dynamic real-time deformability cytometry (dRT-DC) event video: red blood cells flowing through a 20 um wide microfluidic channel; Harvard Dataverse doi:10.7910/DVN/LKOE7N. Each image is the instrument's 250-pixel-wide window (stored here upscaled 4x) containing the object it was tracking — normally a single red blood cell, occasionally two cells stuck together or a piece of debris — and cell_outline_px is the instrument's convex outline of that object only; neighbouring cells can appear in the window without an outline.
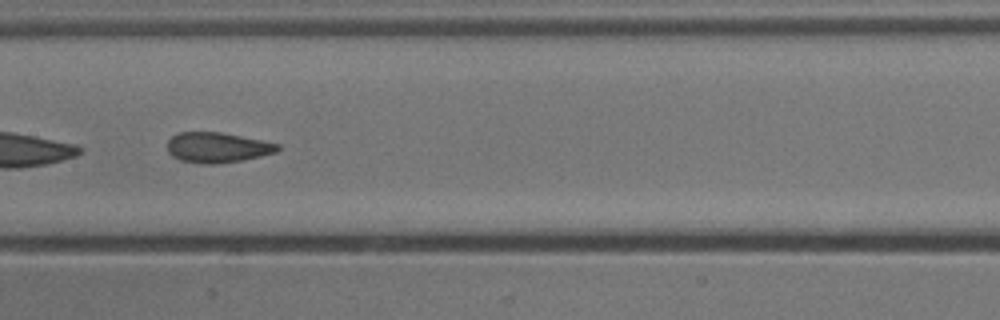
{"species": "common noctule bat (a hibernating species)", "species_latin": "Nyctalus noctula", "temperature_condition": "cold", "stored_images_in_passage": 36, "camera_frame_rate_fps": 3000, "um_per_image_px": 0.085, "animal": {"sex": "male", "body_mass_g": 13.3}, "frame": {"image": 1, "passage_image": 26, "time_ms": 8.333, "image_size_px": [1000, 320], "cell_outline_px": [[280, 148], [276, 152], [260, 156], [240, 160], [216, 164], [200, 164], [180, 160], [172, 156], [168, 152], [168, 140], [172, 136], [180, 132], [220, 132], [264, 140], [280, 144]], "centroid_in_image_um": [18.47, 12.53], "position_along_channel_um": 188.9, "area_um2": 19.48}}